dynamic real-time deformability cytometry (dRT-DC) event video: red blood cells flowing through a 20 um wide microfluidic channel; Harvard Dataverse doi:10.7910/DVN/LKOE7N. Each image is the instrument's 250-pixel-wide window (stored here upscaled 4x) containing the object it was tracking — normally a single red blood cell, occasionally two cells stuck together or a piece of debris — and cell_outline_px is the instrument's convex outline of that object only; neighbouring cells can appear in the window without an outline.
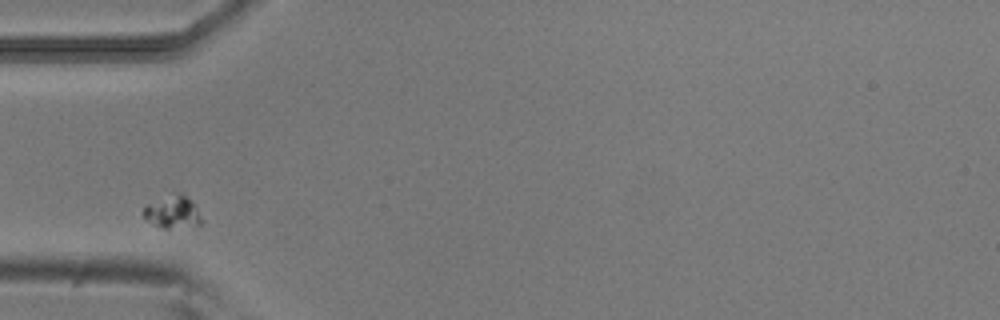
{"species": "common noctule bat (a hibernating species)", "species_latin": "Nyctalus noctula", "temperature_condition": "room temperature", "stored_images_in_passage": 40, "camera_frame_rate_fps": 3000, "um_per_image_px": 0.085, "animal": {"sex": "male", "body_mass_g": 20.5, "forearm_length_mm": 52.5}, "frame": {"image": 1, "passage_image": 1, "time_ms": 0.0, "image_size_px": [1000, 320], "cell_outline_px": [[204, 220], [200, 224], [168, 228], [160, 228], [148, 220], [144, 216], [144, 204], [176, 192], [180, 192], [192, 204]], "centroid_in_image_um": [14.63, 18.01], "position_along_channel_um": 70.4, "area_um2": 10.69}}